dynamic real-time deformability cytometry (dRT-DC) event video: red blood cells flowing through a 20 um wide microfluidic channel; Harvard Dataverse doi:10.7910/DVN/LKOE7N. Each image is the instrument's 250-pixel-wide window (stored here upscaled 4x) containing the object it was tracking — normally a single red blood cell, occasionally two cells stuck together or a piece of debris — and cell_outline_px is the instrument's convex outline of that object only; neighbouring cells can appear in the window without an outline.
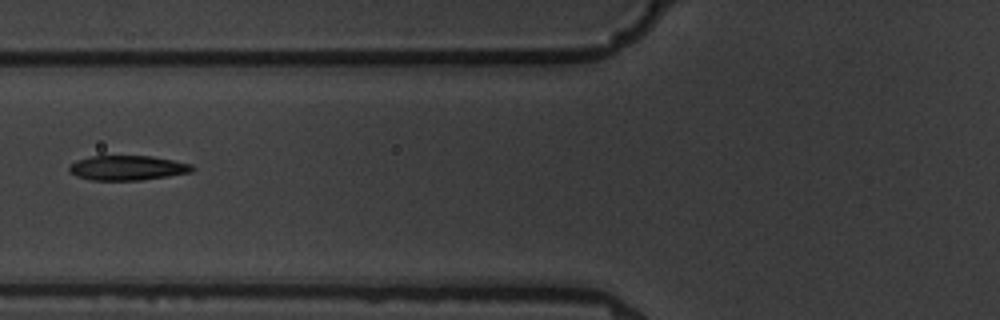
{"species": "common noctule bat (a hibernating species)", "species_latin": "Nyctalus noctula", "temperature_condition": "warm", "stored_images_in_passage": 3, "camera_frame_rate_fps": 3000, "um_per_image_px": 0.085, "animal": {"sex": "male", "body_mass_g": 19.5, "forearm_length_mm": 54.6}, "frame": {"image": 1, "passage_image": 3, "time_ms": 3.0, "image_size_px": [1000, 320], "cell_outline_px": [[196, 168], [192, 172], [168, 176], [140, 180], [92, 180], [76, 176], [68, 172], [68, 168], [76, 160], [92, 156], [152, 156], [192, 164]], "centroid_in_image_um": [10.84, 14.27], "position_along_channel_um": 115.0, "area_um2": 17.74}}